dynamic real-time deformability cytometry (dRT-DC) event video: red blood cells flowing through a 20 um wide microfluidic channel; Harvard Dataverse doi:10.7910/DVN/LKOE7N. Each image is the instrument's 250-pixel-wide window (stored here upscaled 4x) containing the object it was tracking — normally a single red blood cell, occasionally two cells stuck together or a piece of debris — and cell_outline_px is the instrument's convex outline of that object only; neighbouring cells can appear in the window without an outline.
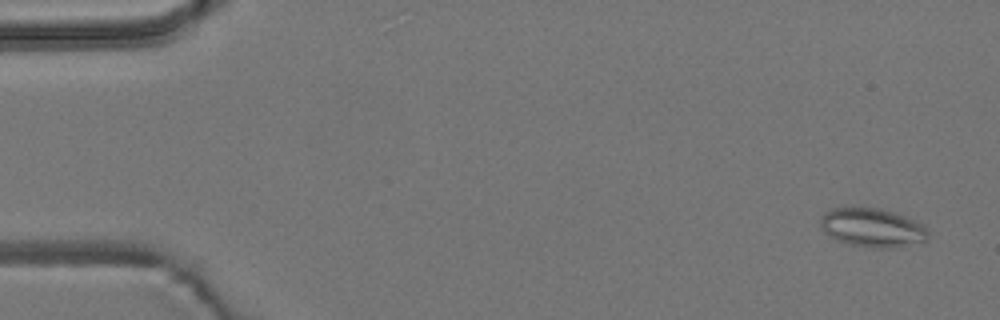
{"species": "common noctule bat (a hibernating species)", "species_latin": "Nyctalus noctula", "temperature_condition": "room temperature", "stored_images_in_passage": 5, "camera_frame_rate_fps": 3000, "um_per_image_px": 0.085, "animal": {"sex": "male", "body_mass_g": 19.2, "forearm_length_mm": 51.8}, "frame": {"image": 1, "passage_image": 1, "time_ms": 0.0, "image_size_px": [1000, 320], "cell_outline_px": [[928, 240], [896, 248], [872, 248], [852, 244], [840, 240], [824, 232], [820, 228], [820, 216], [824, 212], [832, 208], [880, 208], [904, 216], [920, 224], [928, 232]], "centroid_in_image_um": [74.12, 19.35], "position_along_channel_um": 10.9, "area_um2": 24.04}}
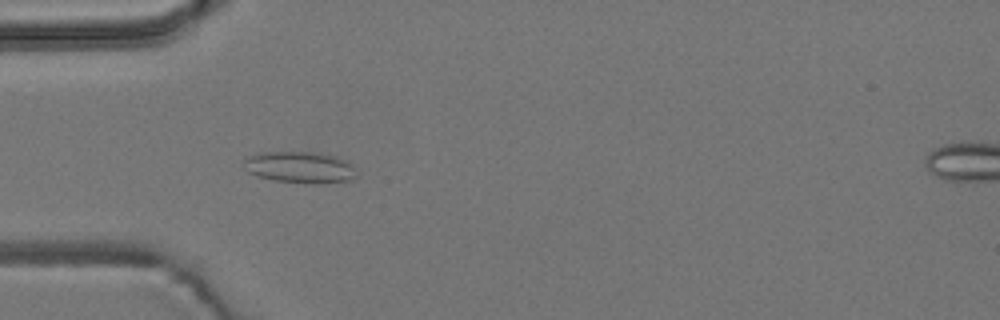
{"frame": {"image": 2, "passage_image": 4, "time_ms": 4.667, "image_size_px": [1000, 320], "cell_outline_px": [[356, 176], [352, 180], [316, 184], [312, 184], [272, 180], [256, 176], [248, 172], [244, 168], [244, 160], [248, 156], [260, 152], [320, 152], [336, 156], [352, 164]], "centroid_in_image_um": [25.48, 14.22], "position_along_channel_um": 59.5, "area_um2": 20.92}}